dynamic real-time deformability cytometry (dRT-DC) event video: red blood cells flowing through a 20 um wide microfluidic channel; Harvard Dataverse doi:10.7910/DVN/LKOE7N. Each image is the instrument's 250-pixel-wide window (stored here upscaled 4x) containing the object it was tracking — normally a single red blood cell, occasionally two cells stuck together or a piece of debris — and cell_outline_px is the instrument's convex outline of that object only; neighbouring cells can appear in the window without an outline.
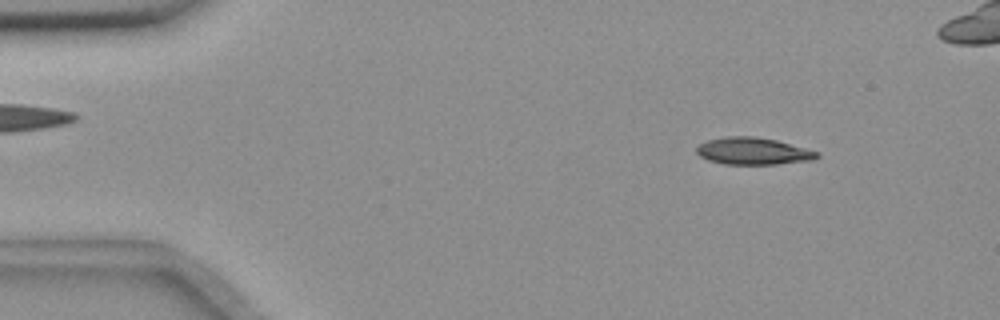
{"species": "common noctule bat (a hibernating species)", "species_latin": "Nyctalus noctula", "temperature_condition": "room temperature", "stored_images_in_passage": 12, "camera_frame_rate_fps": 3000, "um_per_image_px": 0.085, "animal": {"sex": "female", "body_mass_g": 18.4}, "frame": {"image": 1, "passage_image": 1, "time_ms": 0.0, "image_size_px": [1000, 320], "cell_outline_px": [[820, 156], [812, 160], [776, 164], [724, 164], [708, 160], [700, 156], [696, 152], [696, 148], [700, 144], [708, 140], [728, 136], [752, 136], [776, 140], [820, 152]], "centroid_in_image_um": [64.02, 12.85], "position_along_channel_um": 21.0, "area_um2": 18.9}}
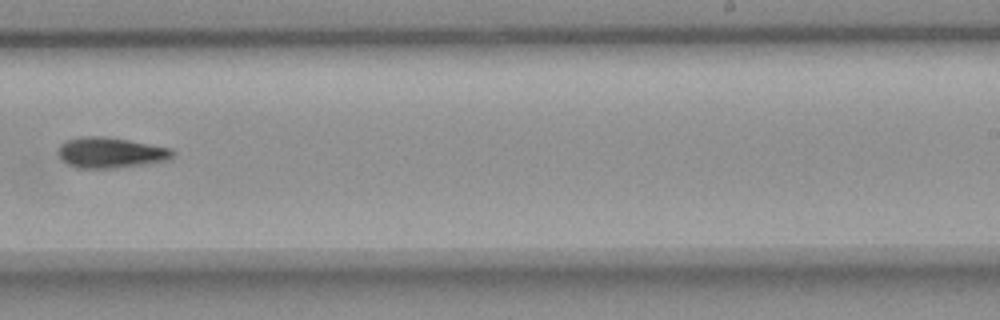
{"frame": {"image": 2, "passage_image": 8, "time_ms": 9.333, "image_size_px": [1000, 320], "cell_outline_px": [[176, 152], [168, 160], [144, 164], [112, 168], [76, 168], [60, 160], [56, 152], [56, 148], [64, 140], [84, 136], [104, 136], [128, 140], [172, 148]], "centroid_in_image_um": [9.33, 12.97], "position_along_channel_um": 279.7, "area_um2": 20.69}}
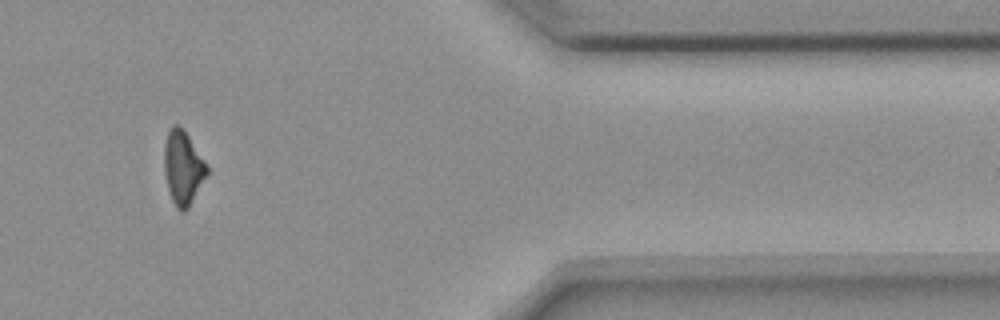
{"frame": {"image": 3, "passage_image": 11, "time_ms": 13.333, "image_size_px": [1000, 320], "cell_outline_px": [[208, 172], [188, 208], [184, 212], [180, 212], [176, 208], [172, 200], [168, 188], [164, 172], [164, 144], [168, 132], [172, 124], [176, 124], [188, 136], [208, 164]], "centroid_in_image_um": [15.54, 14.27], "position_along_channel_um": 395.9, "area_um2": 18.21}}